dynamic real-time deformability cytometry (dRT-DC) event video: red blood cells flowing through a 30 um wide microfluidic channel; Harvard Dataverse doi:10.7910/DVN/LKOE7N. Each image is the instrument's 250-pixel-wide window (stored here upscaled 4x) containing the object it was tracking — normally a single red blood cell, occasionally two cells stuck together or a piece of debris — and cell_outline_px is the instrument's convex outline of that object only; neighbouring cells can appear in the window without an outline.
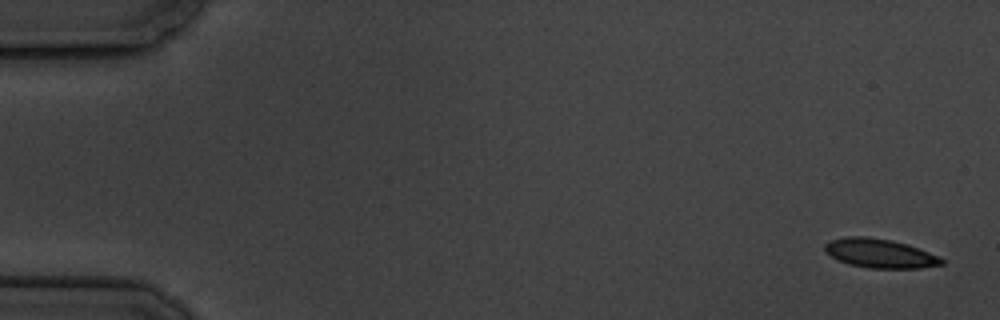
{"species": "common noctule bat (a hibernating species)", "species_latin": "Nyctalus noctula", "temperature_condition": "cold", "stored_images_in_passage": 7, "camera_frame_rate_fps": 3000, "um_per_image_px": 0.085, "animal": {"sex": "male", "body_mass_g": 19.5, "forearm_length_mm": 54.6}, "frame": {"image": 1, "passage_image": 1, "time_ms": 0.0, "image_size_px": [1000, 320], "cell_outline_px": [[944, 264], [920, 268], [868, 268], [848, 264], [836, 260], [824, 248], [824, 244], [828, 240], [848, 236], [864, 236], [892, 240], [908, 244], [928, 252], [944, 260]], "centroid_in_image_um": [74.75, 21.53], "position_along_channel_um": 10.2, "area_um2": 19.77}}
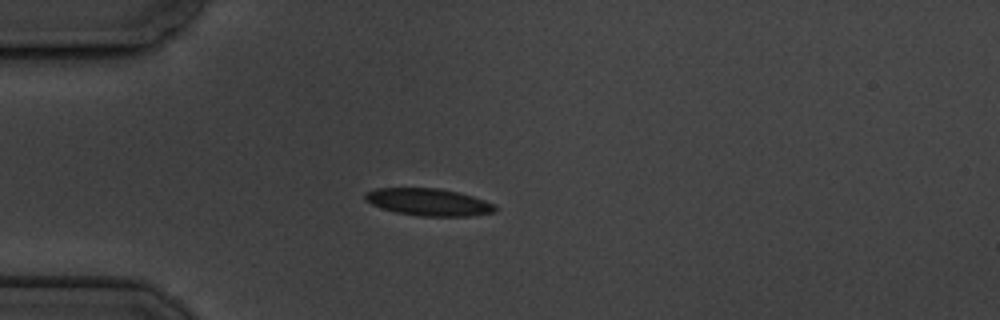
{"frame": {"image": 2, "passage_image": 5, "time_ms": 4.667, "image_size_px": [1000, 320], "cell_outline_px": [[496, 212], [472, 216], [420, 216], [396, 212], [380, 208], [364, 200], [364, 192], [376, 188], [440, 188], [472, 196], [496, 204]], "centroid_in_image_um": [36.41, 17.18], "position_along_channel_um": 48.6, "area_um2": 20.75}}